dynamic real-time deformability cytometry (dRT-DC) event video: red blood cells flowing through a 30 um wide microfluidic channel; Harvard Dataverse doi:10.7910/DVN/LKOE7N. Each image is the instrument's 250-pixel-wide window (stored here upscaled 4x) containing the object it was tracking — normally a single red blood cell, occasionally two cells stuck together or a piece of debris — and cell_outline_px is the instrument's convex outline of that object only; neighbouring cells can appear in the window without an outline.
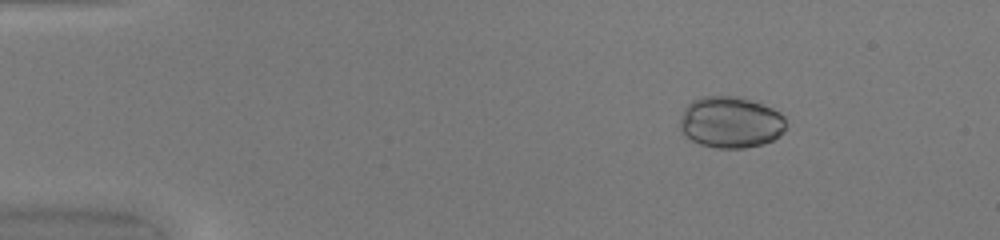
{"species": "common noctule bat (a hibernating species)", "species_latin": "Nyctalus noctula", "temperature_condition": "warm", "stored_images_in_passage": 50, "camera_frame_rate_fps": 3000, "um_per_image_px": 0.085, "animal": {"sex": "female", "body_mass_g": 20.0, "forearm_length_mm": 54.0}, "frame": {"image": 1, "passage_image": 8, "time_ms": 2.333, "image_size_px": [1000, 240], "cell_outline_px": [[784, 132], [780, 136], [772, 140], [760, 144], [744, 148], [716, 148], [700, 144], [684, 136], [680, 132], [680, 120], [684, 108], [692, 100], [704, 96], [736, 96], [772, 108], [780, 112], [784, 116]], "centroid_in_image_um": [62.07, 10.4], "position_along_channel_um": 22.9, "area_um2": 31.73}}
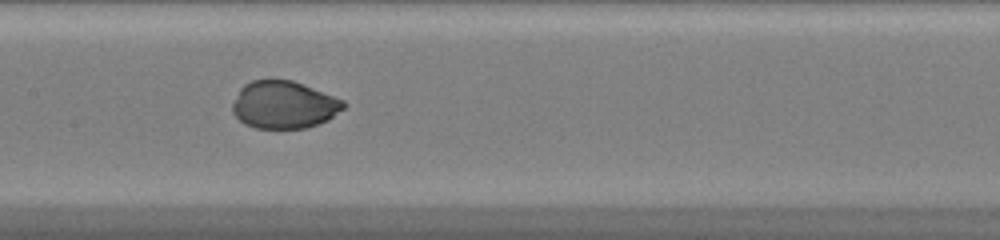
{"frame": {"image": 2, "passage_image": 26, "time_ms": 8.333, "image_size_px": [1000, 240], "cell_outline_px": [[348, 104], [344, 108], [328, 120], [308, 128], [256, 128], [244, 124], [232, 112], [232, 104], [240, 88], [244, 84], [252, 80], [292, 80], [304, 84], [344, 100]], "centroid_in_image_um": [24.14, 8.91], "position_along_channel_um": 183.3, "area_um2": 30.87}}
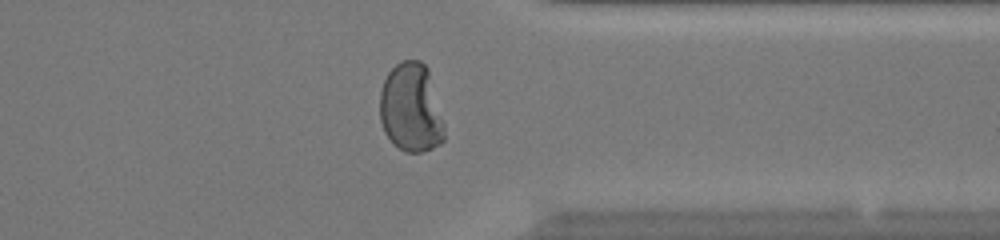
{"frame": {"image": 3, "passage_image": 40, "time_ms": 13.0, "image_size_px": [1000, 240], "cell_outline_px": [[444, 140], [440, 144], [432, 148], [420, 152], [404, 152], [392, 144], [384, 132], [380, 120], [380, 92], [384, 80], [388, 72], [400, 60], [420, 60], [428, 68], [444, 124]], "centroid_in_image_um": [34.92, 9.19], "position_along_channel_um": 376.5, "area_um2": 33.7}}